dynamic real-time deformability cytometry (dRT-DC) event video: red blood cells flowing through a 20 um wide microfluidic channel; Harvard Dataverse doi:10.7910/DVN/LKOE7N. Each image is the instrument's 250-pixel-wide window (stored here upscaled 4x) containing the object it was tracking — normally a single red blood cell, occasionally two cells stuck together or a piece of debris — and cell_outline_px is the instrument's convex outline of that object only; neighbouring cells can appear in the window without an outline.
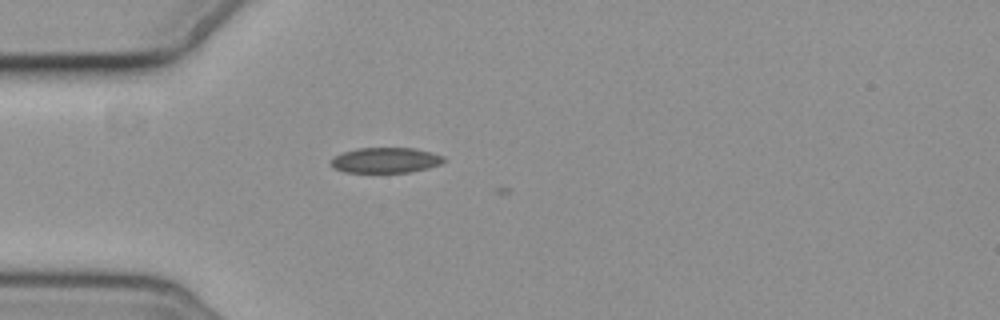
{"species": "common noctule bat (a hibernating species)", "species_latin": "Nyctalus noctula", "temperature_condition": "cold", "stored_images_in_passage": 5, "camera_frame_rate_fps": 3000, "um_per_image_px": 0.085, "animal": {"sex": "female", "body_mass_g": 19.3, "forearm_length_mm": 54.1}, "frame": {"image": 1, "passage_image": 5, "time_ms": 5.333, "image_size_px": [1000, 320], "cell_outline_px": [[448, 160], [440, 164], [428, 168], [412, 172], [344, 172], [332, 168], [328, 164], [336, 156], [344, 152], [356, 148], [416, 148], [432, 152], [444, 156]], "centroid_in_image_um": [32.8, 13.62], "position_along_channel_um": 52.2, "area_um2": 16.88}}